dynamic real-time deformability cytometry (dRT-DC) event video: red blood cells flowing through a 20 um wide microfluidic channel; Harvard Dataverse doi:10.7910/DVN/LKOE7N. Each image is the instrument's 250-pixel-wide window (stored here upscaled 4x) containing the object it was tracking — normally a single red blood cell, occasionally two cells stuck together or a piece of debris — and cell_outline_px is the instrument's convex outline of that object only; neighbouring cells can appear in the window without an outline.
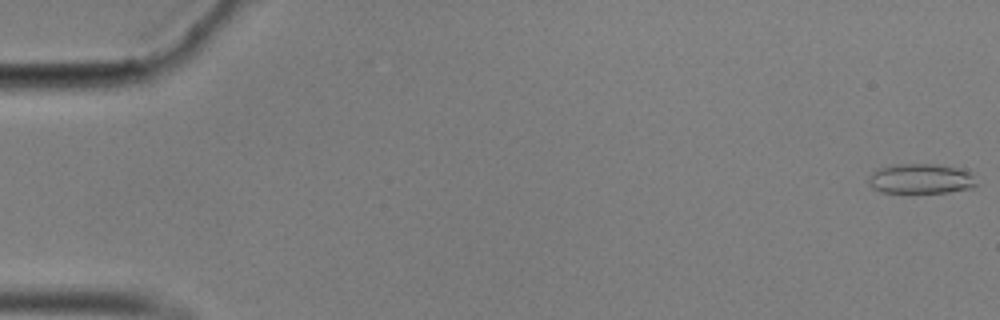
{"species": "common noctule bat (a hibernating species)", "species_latin": "Nyctalus noctula", "temperature_condition": "cold", "stored_images_in_passage": 58, "camera_frame_rate_fps": 3000, "um_per_image_px": 0.085, "animal": {"sex": "male", "body_mass_g": 17.9}, "frame": {"image": 1, "passage_image": 1, "time_ms": 0.0, "image_size_px": [1000, 320], "cell_outline_px": [[976, 184], [972, 188], [948, 192], [908, 196], [880, 192], [872, 188], [868, 184], [868, 176], [876, 168], [892, 164], [936, 164], [956, 168], [968, 172], [972, 176]], "centroid_in_image_um": [78.14, 15.25], "position_along_channel_um": 6.9, "area_um2": 19.77}}
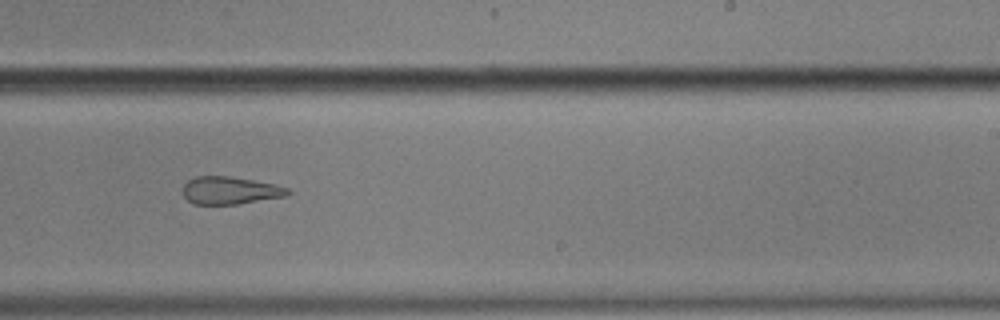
{"frame": {"image": 2, "passage_image": 36, "time_ms": 11.667, "image_size_px": [1000, 320], "cell_outline_px": [[292, 192], [288, 196], [240, 204], [192, 204], [184, 196], [184, 184], [188, 180], [196, 176], [228, 176], [276, 184], [288, 188]], "centroid_in_image_um": [19.6, 16.19], "position_along_channel_um": 269.4, "area_um2": 16.99}}
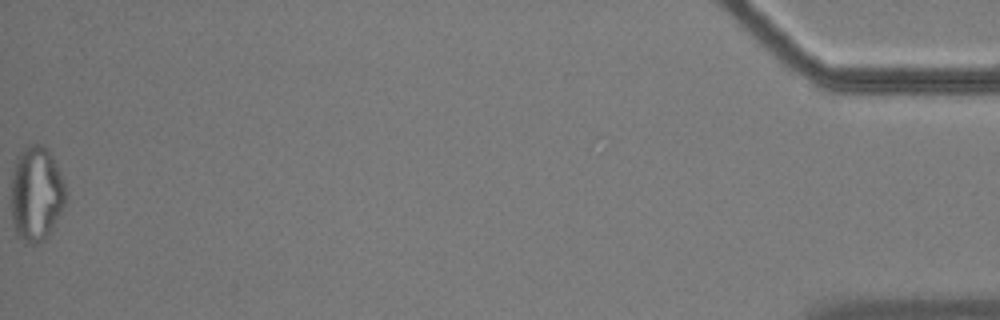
{"frame": {"image": 3, "passage_image": 58, "time_ms": 19.0, "image_size_px": [1000, 320], "cell_outline_px": [[68, 196], [48, 236], [40, 244], [24, 244], [16, 232], [12, 224], [12, 172], [16, 156], [28, 144], [40, 144], [52, 156], [60, 172]], "centroid_in_image_um": [3.07, 16.5], "position_along_channel_um": 432.1, "area_um2": 30.29}, "authors_computed_cell_mechanics": {"area_um2": 18.8139, "velocity_mm_per_s": 3.5156, "shape_relaxation_time_tau1_ms": null, "shape_relaxation_time_tau2_ms": 2.587, "deformation_change_tau1": null, "deformation_change_tau2": 0.1047}}